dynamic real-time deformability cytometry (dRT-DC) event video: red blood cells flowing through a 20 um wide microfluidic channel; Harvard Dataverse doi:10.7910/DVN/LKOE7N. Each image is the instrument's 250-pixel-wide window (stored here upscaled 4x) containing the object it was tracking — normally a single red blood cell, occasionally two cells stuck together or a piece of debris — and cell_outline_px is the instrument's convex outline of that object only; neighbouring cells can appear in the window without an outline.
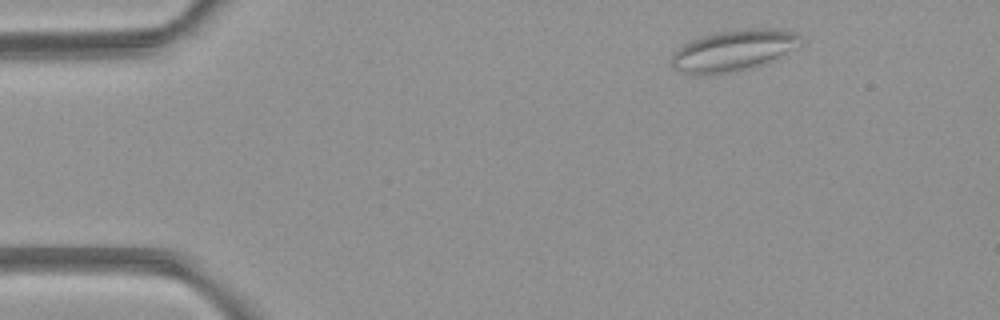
{"species": "common noctule bat (a hibernating species)", "species_latin": "Nyctalus noctula", "temperature_condition": "room temperature", "stored_images_in_passage": 4, "camera_frame_rate_fps": 3000, "um_per_image_px": 0.085, "animal": {"sex": "female", "body_mass_g": 21.9}, "frame": {"image": 1, "passage_image": 1, "time_ms": 0.0, "image_size_px": [1000, 320], "cell_outline_px": [[804, 40], [792, 48], [772, 60], [744, 68], [704, 76], [692, 76], [672, 68], [672, 56], [676, 48], [688, 40], [700, 36], [720, 32], [752, 28], [768, 28], [792, 32], [800, 36]], "centroid_in_image_um": [62.21, 4.29], "position_along_channel_um": 22.8, "area_um2": 30.4}}